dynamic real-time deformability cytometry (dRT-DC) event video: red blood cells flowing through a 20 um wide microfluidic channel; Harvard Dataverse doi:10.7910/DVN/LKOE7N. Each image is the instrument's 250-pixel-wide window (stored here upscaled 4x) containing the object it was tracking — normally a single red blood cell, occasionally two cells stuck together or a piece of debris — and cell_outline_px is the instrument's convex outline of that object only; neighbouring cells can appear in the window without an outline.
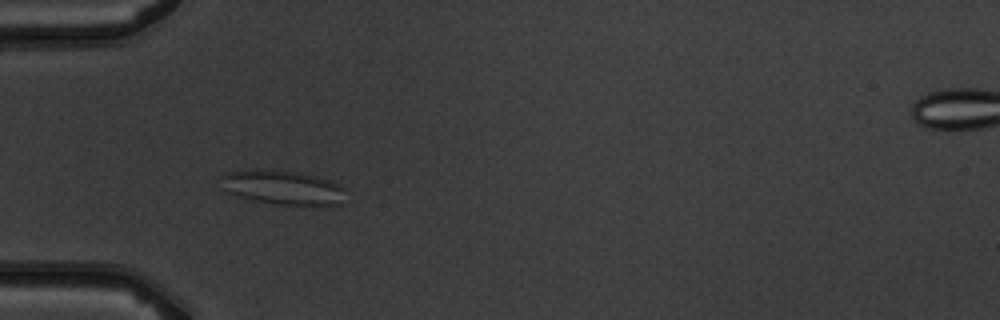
{"species": "common noctule bat (a hibernating species)", "species_latin": "Nyctalus noctula", "temperature_condition": "warm", "stored_images_in_passage": 5, "camera_frame_rate_fps": 3000, "um_per_image_px": 0.085, "animal": {"sex": "male", "body_mass_g": 19.5, "forearm_length_mm": 54.6}, "frame": {"image": 1, "passage_image": 4, "time_ms": 3.667, "image_size_px": [1000, 320], "cell_outline_px": [[344, 188], [340, 204], [280, 204], [256, 200], [236, 196], [224, 192], [220, 176], [228, 172], [256, 168], [260, 168], [304, 172], [328, 180]], "centroid_in_image_um": [23.93, 15.89], "position_along_channel_um": 61.1, "area_um2": 24.74}}
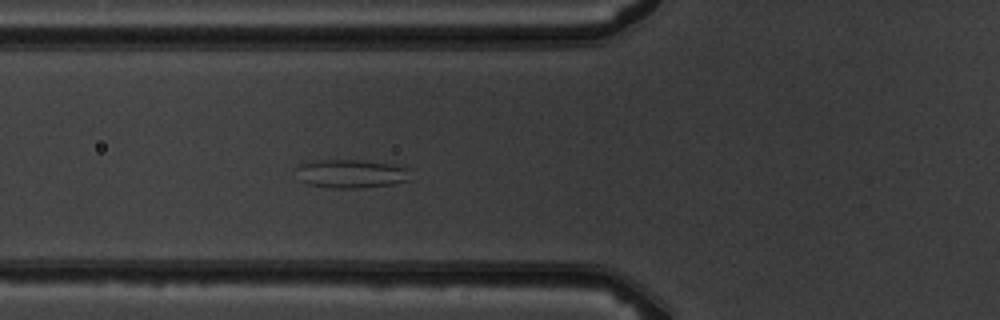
{"frame": {"image": 2, "passage_image": 5, "time_ms": 4.667, "image_size_px": [1000, 320], "cell_outline_px": [[412, 180], [392, 184], [360, 188], [332, 188], [308, 184], [296, 180], [296, 168], [300, 164], [312, 160], [356, 160], [392, 164], [412, 168]], "centroid_in_image_um": [29.86, 14.77], "position_along_channel_um": 95.9, "area_um2": 19.54}}